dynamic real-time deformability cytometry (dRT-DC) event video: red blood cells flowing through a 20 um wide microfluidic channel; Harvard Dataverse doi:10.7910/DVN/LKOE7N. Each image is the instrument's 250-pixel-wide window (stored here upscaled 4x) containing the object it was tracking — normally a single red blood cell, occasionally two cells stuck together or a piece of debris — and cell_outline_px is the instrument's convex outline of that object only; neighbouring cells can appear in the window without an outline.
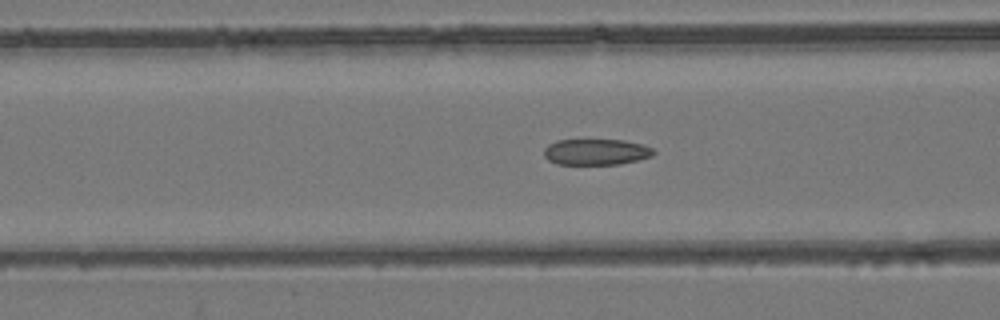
{"species": "common noctule bat (a hibernating species)", "species_latin": "Nyctalus noctula", "temperature_condition": "room temperature", "stored_images_in_passage": 51, "camera_frame_rate_fps": 3000, "um_per_image_px": 0.085, "animal": {"sex": "female", "body_mass_g": 24.6, "forearm_length_mm": 56.2}, "frame": {"image": 1, "passage_image": 18, "time_ms": 5.667, "image_size_px": [1000, 320], "cell_outline_px": [[656, 152], [652, 156], [620, 164], [556, 164], [548, 160], [544, 156], [544, 148], [548, 144], [556, 140], [624, 140], [644, 144], [652, 148]], "centroid_in_image_um": [50.66, 12.91], "position_along_channel_um": 115.9, "area_um2": 16.7}}
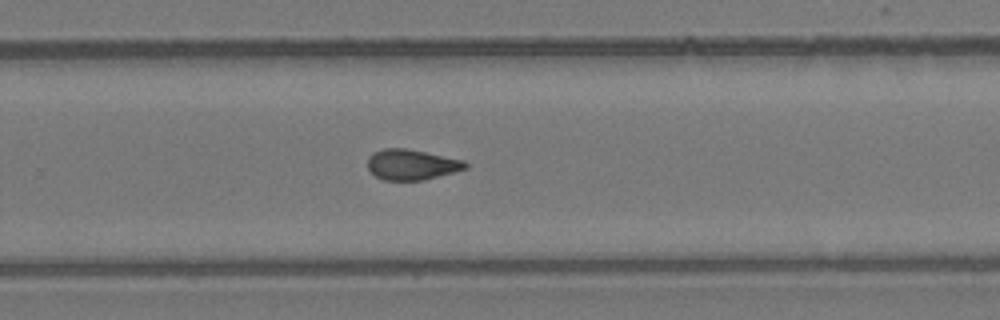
{"frame": {"image": 2, "passage_image": 32, "time_ms": 10.333, "image_size_px": [1000, 320], "cell_outline_px": [[468, 168], [424, 180], [384, 180], [376, 176], [368, 168], [368, 156], [372, 152], [384, 148], [404, 148], [464, 160], [468, 164]], "centroid_in_image_um": [34.98, 13.99], "position_along_channel_um": 294.8, "area_um2": 17.28}}
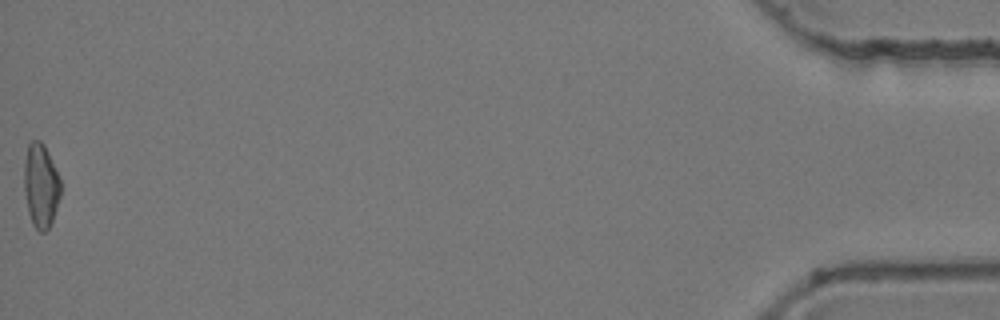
{"frame": {"image": 3, "passage_image": 51, "time_ms": 16.667, "image_size_px": [1000, 320], "cell_outline_px": [[60, 196], [52, 220], [48, 228], [44, 232], [40, 232], [32, 224], [28, 212], [24, 192], [24, 160], [28, 144], [32, 140], [40, 140], [44, 144], [48, 152], [60, 180]], "centroid_in_image_um": [3.45, 15.76], "position_along_channel_um": 431.8, "area_um2": 17.8}, "authors_computed_cell_mechanics": {"area_um2": 17.629, "velocity_mm_per_s": 3.8316, "shape_relaxation_time_tau1_ms": null, "shape_relaxation_time_tau2_ms": 2.6796, "deformation_change_tau1": null, "deformation_change_tau2": 0.1019}}